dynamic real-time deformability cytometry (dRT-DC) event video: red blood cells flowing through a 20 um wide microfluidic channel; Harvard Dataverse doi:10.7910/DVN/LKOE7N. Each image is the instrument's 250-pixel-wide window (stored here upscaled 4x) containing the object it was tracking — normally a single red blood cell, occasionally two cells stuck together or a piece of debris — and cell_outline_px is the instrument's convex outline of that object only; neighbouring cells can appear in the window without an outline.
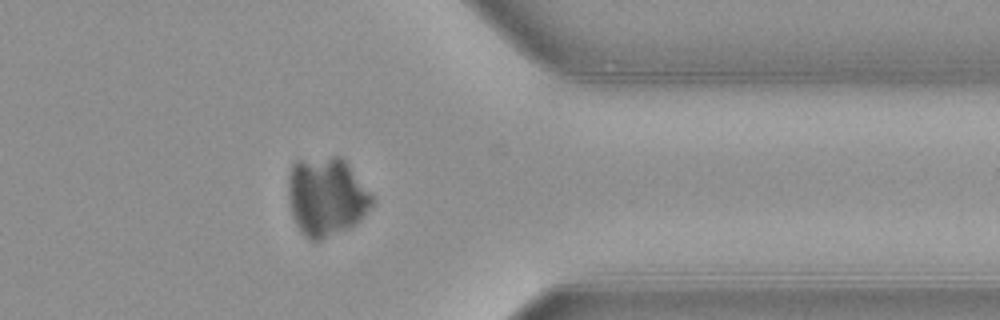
{"species": "common noctule bat (a hibernating species)", "species_latin": "Nyctalus noctula", "temperature_condition": "warm", "stored_images_in_passage": 37, "camera_frame_rate_fps": 3000, "um_per_image_px": 0.085, "animal": {"sex": "female", "body_mass_g": 21.9}, "frame": {"image": 1, "passage_image": 30, "time_ms": 9.667, "image_size_px": [1000, 320], "cell_outline_px": [[376, 200], [360, 220], [356, 224], [348, 228], [320, 240], [308, 240], [300, 232], [292, 216], [288, 200], [288, 172], [292, 164], [296, 160], [332, 156], [336, 156], [344, 160], [348, 164], [376, 196]], "centroid_in_image_um": [27.75, 16.7], "position_along_channel_um": 383.7, "area_um2": 39.13}}